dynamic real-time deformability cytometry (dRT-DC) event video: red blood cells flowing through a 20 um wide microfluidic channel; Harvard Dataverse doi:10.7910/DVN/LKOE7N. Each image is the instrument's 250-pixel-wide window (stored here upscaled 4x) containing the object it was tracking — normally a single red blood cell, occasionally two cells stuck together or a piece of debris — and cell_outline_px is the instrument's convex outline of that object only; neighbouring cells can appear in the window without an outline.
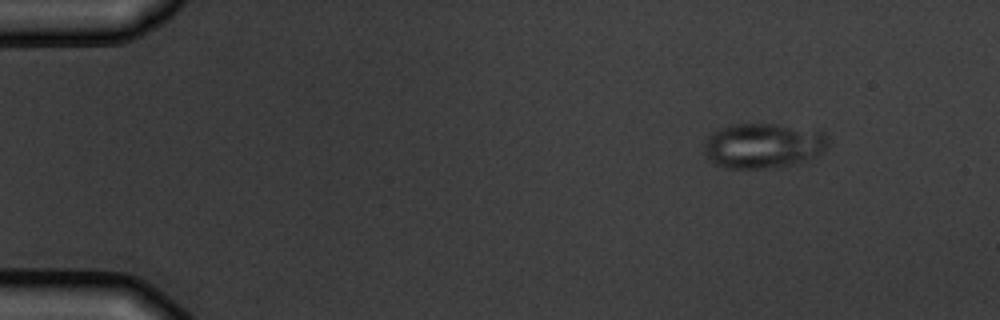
{"species": "common noctule bat (a hibernating species)", "species_latin": "Nyctalus noctula", "temperature_condition": "warm", "stored_images_in_passage": 4, "camera_frame_rate_fps": 3000, "um_per_image_px": 0.085, "animal": {"sex": "male", "body_mass_g": 19.5, "forearm_length_mm": 54.6}, "frame": {"image": 1, "passage_image": 1, "time_ms": 0.0, "image_size_px": [1000, 320], "cell_outline_px": [[828, 148], [808, 160], [796, 164], [772, 168], [724, 168], [708, 160], [704, 152], [704, 144], [708, 136], [716, 128], [732, 124], [776, 124], [824, 132], [828, 136]], "centroid_in_image_um": [64.85, 12.38], "position_along_channel_um": 20.2, "area_um2": 32.89}}